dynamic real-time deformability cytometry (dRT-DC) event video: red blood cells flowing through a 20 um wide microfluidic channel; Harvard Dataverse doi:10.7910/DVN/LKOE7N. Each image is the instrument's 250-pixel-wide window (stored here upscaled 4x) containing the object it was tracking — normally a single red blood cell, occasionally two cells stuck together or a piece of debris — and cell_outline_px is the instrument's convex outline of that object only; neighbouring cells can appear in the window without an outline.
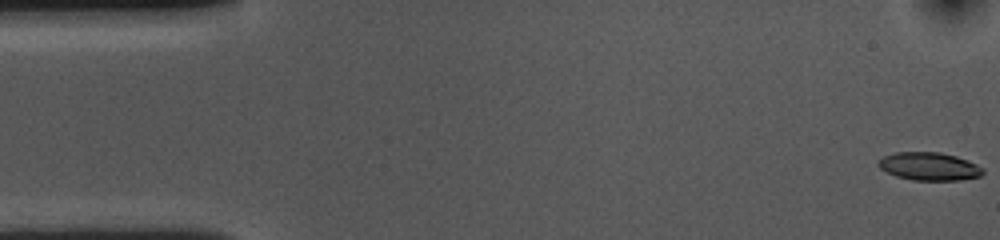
{"species": "common noctule bat (a hibernating species)", "species_latin": "Nyctalus noctula", "temperature_condition": "cold", "stored_images_in_passage": 55, "camera_frame_rate_fps": 3000, "um_per_image_px": 0.085, "animal": {"sex": "female", "body_mass_g": 10.0, "forearm_length_mm": 53.1}, "frame": {"image": 1, "passage_image": 1, "time_ms": 0.0, "image_size_px": [1000, 240], "cell_outline_px": [[984, 172], [980, 176], [960, 180], [912, 180], [896, 176], [880, 168], [876, 164], [884, 156], [896, 152], [940, 152], [956, 156], [968, 160], [984, 168]], "centroid_in_image_um": [79.0, 14.14], "position_along_channel_um": 6.0, "area_um2": 17.05}}
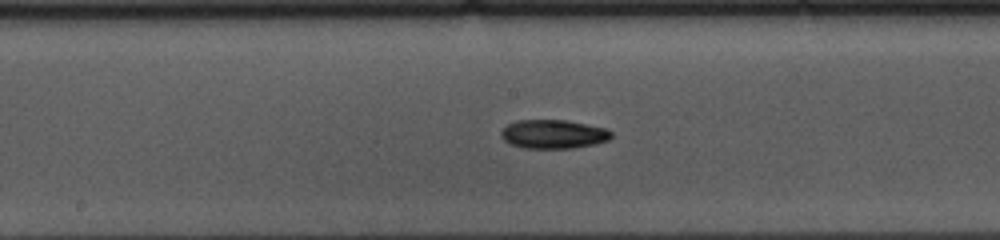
{"frame": {"image": 2, "passage_image": 27, "time_ms": 8.667, "image_size_px": [1000, 240], "cell_outline_px": [[612, 136], [608, 140], [596, 144], [572, 148], [524, 148], [512, 144], [504, 140], [500, 136], [500, 132], [508, 124], [516, 120], [564, 120], [608, 128], [612, 132]], "centroid_in_image_um": [47.05, 11.4], "position_along_channel_um": 201.1, "area_um2": 18.55}}
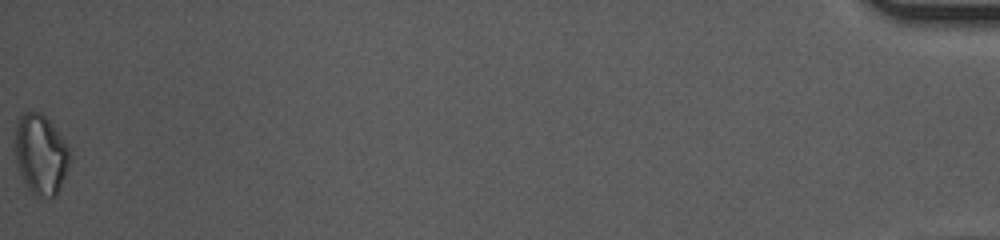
{"frame": {"image": 3, "passage_image": 55, "time_ms": 18.0, "image_size_px": [1000, 240], "cell_outline_px": [[72, 156], [68, 168], [60, 188], [56, 196], [36, 196], [28, 188], [20, 172], [16, 160], [16, 124], [20, 116], [24, 112], [40, 112], [52, 124], [64, 140]], "centroid_in_image_um": [3.49, 13.12], "position_along_channel_um": 431.7, "area_um2": 25.2}, "authors_computed_cell_mechanics": {"area_um2": 17.918, "velocity_mm_per_s": 3.6152, "shape_relaxation_time_tau1_ms": 5.6232, "shape_relaxation_time_tau2_ms": null, "deformation_change_tau1": 0.1389, "deformation_change_tau2": null}}